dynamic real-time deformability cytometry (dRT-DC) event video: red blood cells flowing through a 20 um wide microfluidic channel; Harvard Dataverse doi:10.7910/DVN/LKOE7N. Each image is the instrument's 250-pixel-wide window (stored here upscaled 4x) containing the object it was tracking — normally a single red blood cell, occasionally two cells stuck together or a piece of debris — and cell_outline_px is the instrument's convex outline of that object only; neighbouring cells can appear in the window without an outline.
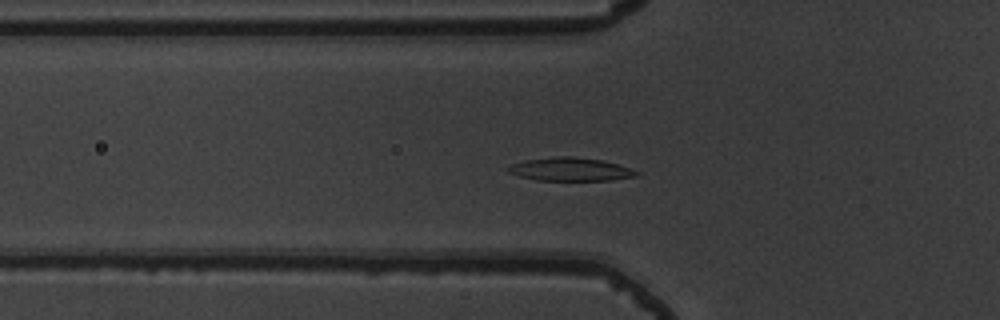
{"species": "common noctule bat (a hibernating species)", "species_latin": "Nyctalus noctula", "temperature_condition": "warm", "stored_images_in_passage": 50, "camera_frame_rate_fps": 3000, "um_per_image_px": 0.085, "animal": {"sex": "male", "body_mass_g": 19.5, "forearm_length_mm": 54.6}, "frame": {"image": 1, "passage_image": 15, "time_ms": 4.667, "image_size_px": [1000, 320], "cell_outline_px": [[640, 172], [636, 176], [608, 180], [536, 180], [520, 176], [508, 172], [504, 168], [512, 164], [524, 160], [556, 156], [572, 156], [600, 160], [616, 164]], "centroid_in_image_um": [48.41, 14.38], "position_along_channel_um": 77.4, "area_um2": 17.22}}
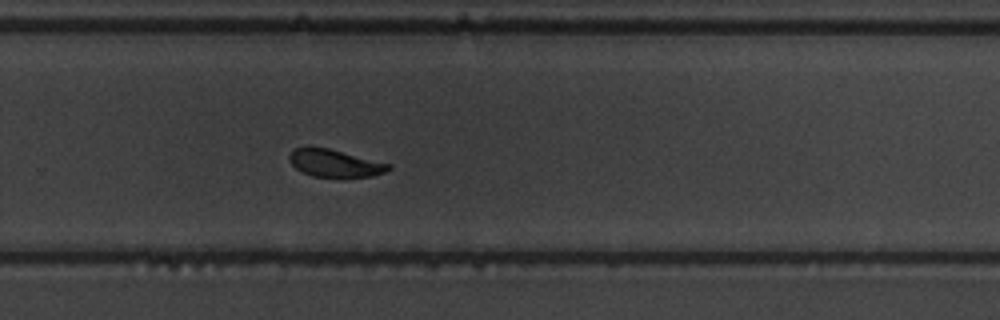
{"frame": {"image": 2, "passage_image": 33, "time_ms": 10.667, "image_size_px": [1000, 320], "cell_outline_px": [[392, 168], [384, 172], [372, 176], [312, 176], [296, 168], [288, 160], [288, 156], [292, 148], [308, 144], [328, 148], [392, 164]], "centroid_in_image_um": [28.39, 13.82], "position_along_channel_um": 301.4, "area_um2": 16.07}}
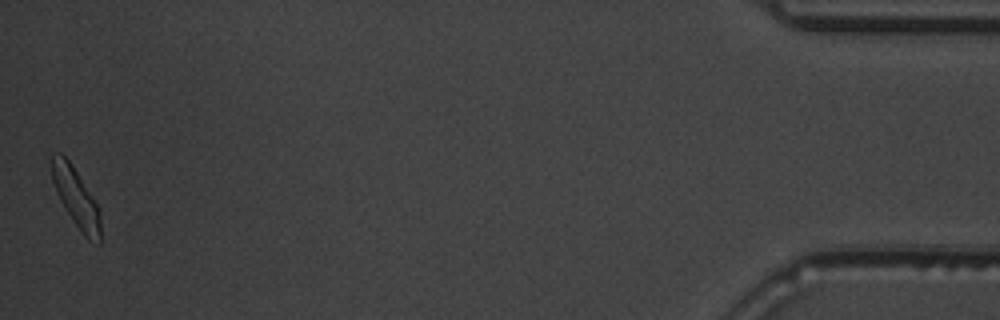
{"frame": {"image": 3, "passage_image": 50, "time_ms": 16.333, "image_size_px": [1000, 320], "cell_outline_px": [[100, 244], [88, 240], [84, 236], [72, 220], [60, 200], [56, 192], [52, 180], [52, 152], [60, 152], [72, 164], [96, 204], [100, 212]], "centroid_in_image_um": [6.45, 16.81], "position_along_channel_um": 428.8, "area_um2": 16.47}, "authors_computed_cell_mechanics": {"area_um2": 17.1088, "velocity_mm_per_s": 3.7355, "shape_relaxation_time_tau1_ms": 2.314, "shape_relaxation_time_tau2_ms": 7.4229, "deformation_change_tau1": 0.1249, "deformation_change_tau2": 0.1088}}